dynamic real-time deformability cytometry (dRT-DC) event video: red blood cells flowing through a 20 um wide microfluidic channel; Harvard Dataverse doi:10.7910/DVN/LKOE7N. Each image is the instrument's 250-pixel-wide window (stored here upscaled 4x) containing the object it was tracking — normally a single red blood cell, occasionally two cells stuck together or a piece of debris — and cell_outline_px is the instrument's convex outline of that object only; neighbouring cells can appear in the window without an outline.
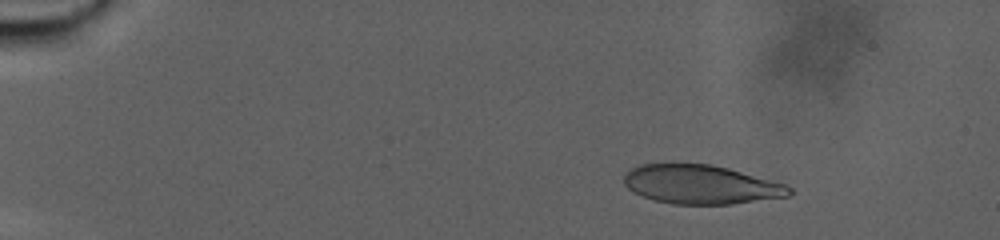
{"species": "human", "species_latin": "Homo sapiens", "temperature_condition": "warm", "stored_images_in_passage": 84, "camera_frame_rate_fps": 3000, "um_per_image_px": 0.085, "donor": {"sex": "male"}, "frame": {"image": 1, "passage_image": 15, "time_ms": 4.667, "image_size_px": [1000, 240], "cell_outline_px": [[792, 192], [788, 196], [732, 204], [672, 204], [652, 200], [632, 192], [624, 184], [624, 176], [632, 168], [640, 164], [672, 160], [712, 164], [728, 168], [784, 184], [792, 188]], "centroid_in_image_um": [59.49, 15.64], "position_along_channel_um": 25.5, "area_um2": 38.38}}
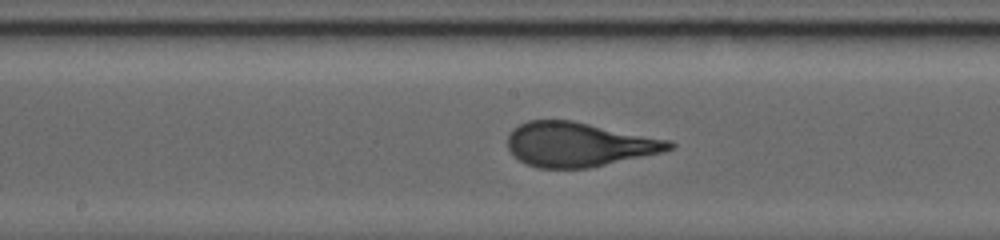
{"frame": {"image": 2, "passage_image": 53, "time_ms": 17.333, "image_size_px": [1000, 240], "cell_outline_px": [[676, 144], [672, 148], [664, 152], [588, 168], [540, 168], [524, 164], [508, 148], [508, 132], [512, 128], [528, 120], [572, 120], [672, 140]], "centroid_in_image_um": [49.22, 12.27], "position_along_channel_um": 199.0, "area_um2": 41.96}}
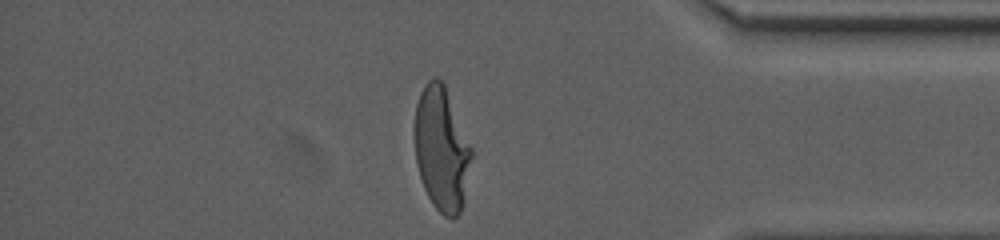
{"frame": {"image": 3, "passage_image": 82, "time_ms": 27.0, "image_size_px": [1000, 240], "cell_outline_px": [[472, 156], [464, 200], [460, 212], [452, 220], [444, 216], [432, 204], [424, 188], [416, 164], [412, 132], [412, 128], [416, 104], [420, 92], [424, 84], [432, 76], [436, 76], [444, 84], [472, 148]], "centroid_in_image_um": [37.49, 12.64], "position_along_channel_um": 397.7, "area_um2": 41.67}, "authors_computed_cell_mechanics": {"area_um2": 41.0091, "velocity_mm_per_s": 2.2601, "shape_relaxation_time_tau1_ms": 10.6351, "shape_relaxation_time_tau2_ms": null, "deformation_change_tau1": 0.2894, "deformation_change_tau2": null}}